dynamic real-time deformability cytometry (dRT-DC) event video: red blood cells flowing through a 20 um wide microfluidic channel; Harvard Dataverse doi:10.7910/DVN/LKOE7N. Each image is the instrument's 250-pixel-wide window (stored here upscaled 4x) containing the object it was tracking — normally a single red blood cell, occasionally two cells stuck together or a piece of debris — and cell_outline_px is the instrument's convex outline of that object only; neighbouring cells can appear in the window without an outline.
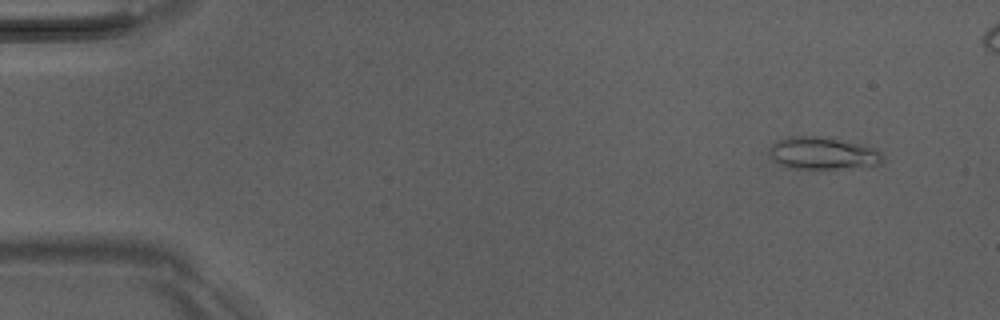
{"species": "Egyptian fruit bat (a non-hibernating species)", "species_latin": "Rousettus aegyptiacus", "temperature_condition": "room temperature", "stored_images_in_passage": 51, "camera_frame_rate_fps": 3000, "um_per_image_px": 0.085, "animal": {"sex": "male"}, "frame": {"image": 1, "passage_image": 3, "time_ms": 0.667, "image_size_px": [1000, 320], "cell_outline_px": [[880, 164], [836, 168], [792, 168], [780, 164], [772, 160], [768, 152], [768, 148], [772, 144], [780, 140], [796, 136], [816, 136], [860, 144], [872, 148], [880, 152]], "centroid_in_image_um": [69.84, 13.02], "position_along_channel_um": 15.2, "area_um2": 20.58}}
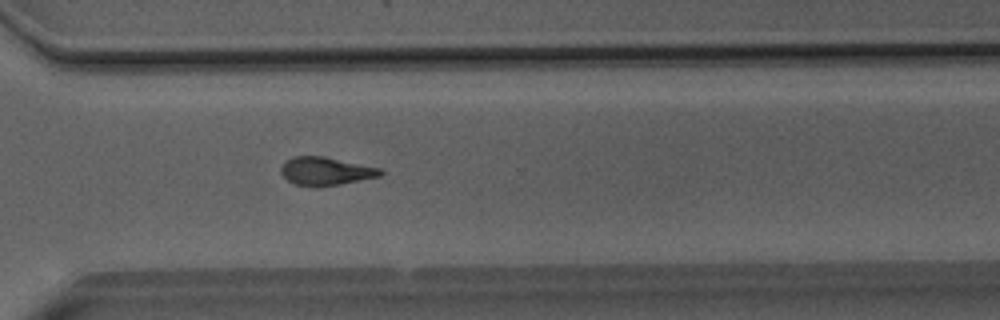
{"frame": {"image": 2, "passage_image": 36, "time_ms": 11.667, "image_size_px": [1000, 320], "cell_outline_px": [[384, 172], [380, 176], [340, 184], [316, 188], [312, 188], [292, 184], [280, 172], [280, 168], [292, 156], [324, 156], [380, 168]], "centroid_in_image_um": [27.66, 14.57], "position_along_channel_um": 342.9, "area_um2": 16.47}}
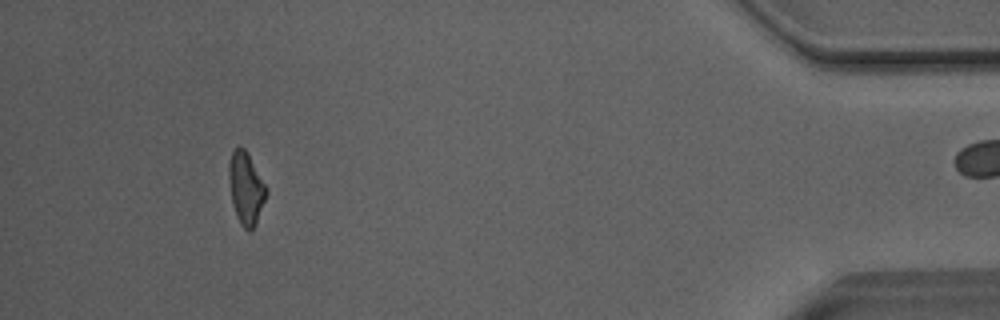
{"frame": {"image": 3, "passage_image": 46, "time_ms": 15.0, "image_size_px": [1000, 320], "cell_outline_px": [[268, 192], [256, 224], [252, 232], [248, 232], [240, 224], [236, 216], [232, 200], [228, 176], [228, 164], [232, 152], [240, 144], [248, 152], [268, 188]], "centroid_in_image_um": [20.92, 16.0], "position_along_channel_um": 414.3, "area_um2": 16.07}}